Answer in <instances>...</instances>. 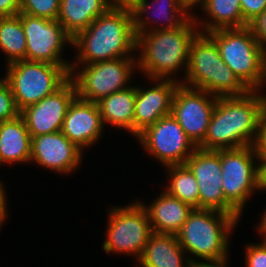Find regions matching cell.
I'll list each match as a JSON object with an SVG mask.
<instances>
[{"label": "cell", "instance_id": "obj_30", "mask_svg": "<svg viewBox=\"0 0 266 267\" xmlns=\"http://www.w3.org/2000/svg\"><path fill=\"white\" fill-rule=\"evenodd\" d=\"M245 246L244 267H266V240Z\"/></svg>", "mask_w": 266, "mask_h": 267}, {"label": "cell", "instance_id": "obj_24", "mask_svg": "<svg viewBox=\"0 0 266 267\" xmlns=\"http://www.w3.org/2000/svg\"><path fill=\"white\" fill-rule=\"evenodd\" d=\"M110 8L108 0H60L57 20L74 38Z\"/></svg>", "mask_w": 266, "mask_h": 267}, {"label": "cell", "instance_id": "obj_37", "mask_svg": "<svg viewBox=\"0 0 266 267\" xmlns=\"http://www.w3.org/2000/svg\"><path fill=\"white\" fill-rule=\"evenodd\" d=\"M229 263L228 258L218 261H192L189 267H229Z\"/></svg>", "mask_w": 266, "mask_h": 267}, {"label": "cell", "instance_id": "obj_34", "mask_svg": "<svg viewBox=\"0 0 266 267\" xmlns=\"http://www.w3.org/2000/svg\"><path fill=\"white\" fill-rule=\"evenodd\" d=\"M21 0H0V17H10L20 13Z\"/></svg>", "mask_w": 266, "mask_h": 267}, {"label": "cell", "instance_id": "obj_17", "mask_svg": "<svg viewBox=\"0 0 266 267\" xmlns=\"http://www.w3.org/2000/svg\"><path fill=\"white\" fill-rule=\"evenodd\" d=\"M145 79L150 82V87L136 86L133 120L135 138L161 117L171 114L173 96L180 84L178 81L169 79Z\"/></svg>", "mask_w": 266, "mask_h": 267}, {"label": "cell", "instance_id": "obj_32", "mask_svg": "<svg viewBox=\"0 0 266 267\" xmlns=\"http://www.w3.org/2000/svg\"><path fill=\"white\" fill-rule=\"evenodd\" d=\"M253 35L262 48H266V10L249 24Z\"/></svg>", "mask_w": 266, "mask_h": 267}, {"label": "cell", "instance_id": "obj_29", "mask_svg": "<svg viewBox=\"0 0 266 267\" xmlns=\"http://www.w3.org/2000/svg\"><path fill=\"white\" fill-rule=\"evenodd\" d=\"M20 115L8 82L0 77V122L12 120Z\"/></svg>", "mask_w": 266, "mask_h": 267}, {"label": "cell", "instance_id": "obj_39", "mask_svg": "<svg viewBox=\"0 0 266 267\" xmlns=\"http://www.w3.org/2000/svg\"><path fill=\"white\" fill-rule=\"evenodd\" d=\"M180 1L190 13L194 14L195 11L192 9L198 7L200 8L205 3L206 0H180Z\"/></svg>", "mask_w": 266, "mask_h": 267}, {"label": "cell", "instance_id": "obj_5", "mask_svg": "<svg viewBox=\"0 0 266 267\" xmlns=\"http://www.w3.org/2000/svg\"><path fill=\"white\" fill-rule=\"evenodd\" d=\"M181 84L217 97L242 96L249 91L222 60L216 43L200 32L190 44L186 77Z\"/></svg>", "mask_w": 266, "mask_h": 267}, {"label": "cell", "instance_id": "obj_35", "mask_svg": "<svg viewBox=\"0 0 266 267\" xmlns=\"http://www.w3.org/2000/svg\"><path fill=\"white\" fill-rule=\"evenodd\" d=\"M3 184L4 183H2L0 179V230L1 227L4 225L6 219L9 217L7 192Z\"/></svg>", "mask_w": 266, "mask_h": 267}, {"label": "cell", "instance_id": "obj_14", "mask_svg": "<svg viewBox=\"0 0 266 267\" xmlns=\"http://www.w3.org/2000/svg\"><path fill=\"white\" fill-rule=\"evenodd\" d=\"M216 101L217 96L181 83L175 90L171 114L196 146L206 136Z\"/></svg>", "mask_w": 266, "mask_h": 267}, {"label": "cell", "instance_id": "obj_19", "mask_svg": "<svg viewBox=\"0 0 266 267\" xmlns=\"http://www.w3.org/2000/svg\"><path fill=\"white\" fill-rule=\"evenodd\" d=\"M131 12L135 33L175 29L193 15L180 0H140Z\"/></svg>", "mask_w": 266, "mask_h": 267}, {"label": "cell", "instance_id": "obj_26", "mask_svg": "<svg viewBox=\"0 0 266 267\" xmlns=\"http://www.w3.org/2000/svg\"><path fill=\"white\" fill-rule=\"evenodd\" d=\"M27 40L18 15L0 17V50L6 57L5 64L26 60Z\"/></svg>", "mask_w": 266, "mask_h": 267}, {"label": "cell", "instance_id": "obj_21", "mask_svg": "<svg viewBox=\"0 0 266 267\" xmlns=\"http://www.w3.org/2000/svg\"><path fill=\"white\" fill-rule=\"evenodd\" d=\"M136 267H189L191 260L179 244L177 235L153 232Z\"/></svg>", "mask_w": 266, "mask_h": 267}, {"label": "cell", "instance_id": "obj_31", "mask_svg": "<svg viewBox=\"0 0 266 267\" xmlns=\"http://www.w3.org/2000/svg\"><path fill=\"white\" fill-rule=\"evenodd\" d=\"M242 17L249 25L266 10V0H240Z\"/></svg>", "mask_w": 266, "mask_h": 267}, {"label": "cell", "instance_id": "obj_41", "mask_svg": "<svg viewBox=\"0 0 266 267\" xmlns=\"http://www.w3.org/2000/svg\"><path fill=\"white\" fill-rule=\"evenodd\" d=\"M262 64H263V78H262V91L266 87V48H262Z\"/></svg>", "mask_w": 266, "mask_h": 267}, {"label": "cell", "instance_id": "obj_38", "mask_svg": "<svg viewBox=\"0 0 266 267\" xmlns=\"http://www.w3.org/2000/svg\"><path fill=\"white\" fill-rule=\"evenodd\" d=\"M140 0H108L111 8L132 9Z\"/></svg>", "mask_w": 266, "mask_h": 267}, {"label": "cell", "instance_id": "obj_2", "mask_svg": "<svg viewBox=\"0 0 266 267\" xmlns=\"http://www.w3.org/2000/svg\"><path fill=\"white\" fill-rule=\"evenodd\" d=\"M198 33L193 15L175 29L135 33L138 74L182 83L186 77L190 44ZM181 72L184 75L178 78Z\"/></svg>", "mask_w": 266, "mask_h": 267}, {"label": "cell", "instance_id": "obj_7", "mask_svg": "<svg viewBox=\"0 0 266 267\" xmlns=\"http://www.w3.org/2000/svg\"><path fill=\"white\" fill-rule=\"evenodd\" d=\"M5 71L19 111L53 94L70 78V66L28 60L10 63Z\"/></svg>", "mask_w": 266, "mask_h": 267}, {"label": "cell", "instance_id": "obj_11", "mask_svg": "<svg viewBox=\"0 0 266 267\" xmlns=\"http://www.w3.org/2000/svg\"><path fill=\"white\" fill-rule=\"evenodd\" d=\"M143 150L163 167L184 165L197 146L172 114L161 117L136 137Z\"/></svg>", "mask_w": 266, "mask_h": 267}, {"label": "cell", "instance_id": "obj_4", "mask_svg": "<svg viewBox=\"0 0 266 267\" xmlns=\"http://www.w3.org/2000/svg\"><path fill=\"white\" fill-rule=\"evenodd\" d=\"M239 222L221 211L194 208L176 235L191 262L218 261L229 258L231 235Z\"/></svg>", "mask_w": 266, "mask_h": 267}, {"label": "cell", "instance_id": "obj_9", "mask_svg": "<svg viewBox=\"0 0 266 267\" xmlns=\"http://www.w3.org/2000/svg\"><path fill=\"white\" fill-rule=\"evenodd\" d=\"M134 72L137 74L136 57L70 65V79L75 84L77 97L95 103L131 86Z\"/></svg>", "mask_w": 266, "mask_h": 267}, {"label": "cell", "instance_id": "obj_3", "mask_svg": "<svg viewBox=\"0 0 266 267\" xmlns=\"http://www.w3.org/2000/svg\"><path fill=\"white\" fill-rule=\"evenodd\" d=\"M72 48L77 51L71 65L136 57L131 9L110 8L73 38Z\"/></svg>", "mask_w": 266, "mask_h": 267}, {"label": "cell", "instance_id": "obj_6", "mask_svg": "<svg viewBox=\"0 0 266 267\" xmlns=\"http://www.w3.org/2000/svg\"><path fill=\"white\" fill-rule=\"evenodd\" d=\"M225 64L249 90L262 91V47L249 26L206 33Z\"/></svg>", "mask_w": 266, "mask_h": 267}, {"label": "cell", "instance_id": "obj_15", "mask_svg": "<svg viewBox=\"0 0 266 267\" xmlns=\"http://www.w3.org/2000/svg\"><path fill=\"white\" fill-rule=\"evenodd\" d=\"M76 87L69 78L53 94L20 111L31 137L59 132L68 107L76 97Z\"/></svg>", "mask_w": 266, "mask_h": 267}, {"label": "cell", "instance_id": "obj_18", "mask_svg": "<svg viewBox=\"0 0 266 267\" xmlns=\"http://www.w3.org/2000/svg\"><path fill=\"white\" fill-rule=\"evenodd\" d=\"M104 127L98 104L76 96L68 107L61 132L84 153L99 143Z\"/></svg>", "mask_w": 266, "mask_h": 267}, {"label": "cell", "instance_id": "obj_28", "mask_svg": "<svg viewBox=\"0 0 266 267\" xmlns=\"http://www.w3.org/2000/svg\"><path fill=\"white\" fill-rule=\"evenodd\" d=\"M60 0H21L20 12L49 20H57Z\"/></svg>", "mask_w": 266, "mask_h": 267}, {"label": "cell", "instance_id": "obj_23", "mask_svg": "<svg viewBox=\"0 0 266 267\" xmlns=\"http://www.w3.org/2000/svg\"><path fill=\"white\" fill-rule=\"evenodd\" d=\"M199 9L206 16L193 14L200 33L249 26L242 17L240 0H206Z\"/></svg>", "mask_w": 266, "mask_h": 267}, {"label": "cell", "instance_id": "obj_22", "mask_svg": "<svg viewBox=\"0 0 266 267\" xmlns=\"http://www.w3.org/2000/svg\"><path fill=\"white\" fill-rule=\"evenodd\" d=\"M31 145L32 137L20 115L0 122V166L30 163Z\"/></svg>", "mask_w": 266, "mask_h": 267}, {"label": "cell", "instance_id": "obj_27", "mask_svg": "<svg viewBox=\"0 0 266 267\" xmlns=\"http://www.w3.org/2000/svg\"><path fill=\"white\" fill-rule=\"evenodd\" d=\"M166 169L168 183L163 190L182 202L199 209V189L191 170L184 165H170ZM168 170V171H167Z\"/></svg>", "mask_w": 266, "mask_h": 267}, {"label": "cell", "instance_id": "obj_12", "mask_svg": "<svg viewBox=\"0 0 266 267\" xmlns=\"http://www.w3.org/2000/svg\"><path fill=\"white\" fill-rule=\"evenodd\" d=\"M19 16L27 40L26 60L59 66L71 65L70 59H64L63 53L68 48V44L72 48L73 38L58 20H49L21 12Z\"/></svg>", "mask_w": 266, "mask_h": 267}, {"label": "cell", "instance_id": "obj_8", "mask_svg": "<svg viewBox=\"0 0 266 267\" xmlns=\"http://www.w3.org/2000/svg\"><path fill=\"white\" fill-rule=\"evenodd\" d=\"M133 201L128 205H110L111 208H107L108 221L102 249L107 254L133 256L137 262L153 231L146 209L137 199Z\"/></svg>", "mask_w": 266, "mask_h": 267}, {"label": "cell", "instance_id": "obj_25", "mask_svg": "<svg viewBox=\"0 0 266 267\" xmlns=\"http://www.w3.org/2000/svg\"><path fill=\"white\" fill-rule=\"evenodd\" d=\"M136 85L114 92L97 102L104 126L111 125L133 135Z\"/></svg>", "mask_w": 266, "mask_h": 267}, {"label": "cell", "instance_id": "obj_16", "mask_svg": "<svg viewBox=\"0 0 266 267\" xmlns=\"http://www.w3.org/2000/svg\"><path fill=\"white\" fill-rule=\"evenodd\" d=\"M83 154L61 131L53 132L32 137L30 164L66 176L79 170Z\"/></svg>", "mask_w": 266, "mask_h": 267}, {"label": "cell", "instance_id": "obj_36", "mask_svg": "<svg viewBox=\"0 0 266 267\" xmlns=\"http://www.w3.org/2000/svg\"><path fill=\"white\" fill-rule=\"evenodd\" d=\"M258 190L266 191V156H258Z\"/></svg>", "mask_w": 266, "mask_h": 267}, {"label": "cell", "instance_id": "obj_33", "mask_svg": "<svg viewBox=\"0 0 266 267\" xmlns=\"http://www.w3.org/2000/svg\"><path fill=\"white\" fill-rule=\"evenodd\" d=\"M253 146L257 156H266V108L261 116L257 138Z\"/></svg>", "mask_w": 266, "mask_h": 267}, {"label": "cell", "instance_id": "obj_1", "mask_svg": "<svg viewBox=\"0 0 266 267\" xmlns=\"http://www.w3.org/2000/svg\"><path fill=\"white\" fill-rule=\"evenodd\" d=\"M249 90L242 96L217 97L202 150L236 149L253 146L266 108V94Z\"/></svg>", "mask_w": 266, "mask_h": 267}, {"label": "cell", "instance_id": "obj_10", "mask_svg": "<svg viewBox=\"0 0 266 267\" xmlns=\"http://www.w3.org/2000/svg\"><path fill=\"white\" fill-rule=\"evenodd\" d=\"M220 159L225 199L242 215L249 198L259 192L257 153L254 146L220 149Z\"/></svg>", "mask_w": 266, "mask_h": 267}, {"label": "cell", "instance_id": "obj_13", "mask_svg": "<svg viewBox=\"0 0 266 267\" xmlns=\"http://www.w3.org/2000/svg\"><path fill=\"white\" fill-rule=\"evenodd\" d=\"M185 165L194 174L199 189V209L221 211L240 220L241 214L225 199L221 180V159L219 150L197 148Z\"/></svg>", "mask_w": 266, "mask_h": 267}, {"label": "cell", "instance_id": "obj_40", "mask_svg": "<svg viewBox=\"0 0 266 267\" xmlns=\"http://www.w3.org/2000/svg\"><path fill=\"white\" fill-rule=\"evenodd\" d=\"M259 222L256 227L257 233L260 234V238L266 240V210L265 212L261 215V218H259ZM260 223V224H259Z\"/></svg>", "mask_w": 266, "mask_h": 267}, {"label": "cell", "instance_id": "obj_20", "mask_svg": "<svg viewBox=\"0 0 266 267\" xmlns=\"http://www.w3.org/2000/svg\"><path fill=\"white\" fill-rule=\"evenodd\" d=\"M137 200L146 209L152 231L156 233L176 235L194 209L191 205L169 195L165 190L147 204Z\"/></svg>", "mask_w": 266, "mask_h": 267}]
</instances>
